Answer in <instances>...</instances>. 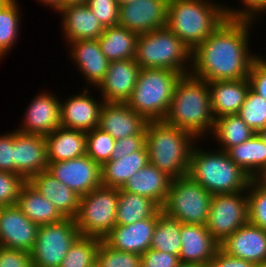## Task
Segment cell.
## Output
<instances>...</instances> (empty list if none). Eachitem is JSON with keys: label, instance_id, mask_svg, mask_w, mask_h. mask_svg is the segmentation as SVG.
I'll use <instances>...</instances> for the list:
<instances>
[{"label": "cell", "instance_id": "9c48e42d", "mask_svg": "<svg viewBox=\"0 0 266 267\" xmlns=\"http://www.w3.org/2000/svg\"><path fill=\"white\" fill-rule=\"evenodd\" d=\"M212 196L189 175L173 178L162 211L182 224L206 225Z\"/></svg>", "mask_w": 266, "mask_h": 267}, {"label": "cell", "instance_id": "d6986e66", "mask_svg": "<svg viewBox=\"0 0 266 267\" xmlns=\"http://www.w3.org/2000/svg\"><path fill=\"white\" fill-rule=\"evenodd\" d=\"M88 87L80 94H72L64 102L60 101L61 126L69 129L90 131L99 125L100 111L104 101L89 94Z\"/></svg>", "mask_w": 266, "mask_h": 267}, {"label": "cell", "instance_id": "ee69618b", "mask_svg": "<svg viewBox=\"0 0 266 267\" xmlns=\"http://www.w3.org/2000/svg\"><path fill=\"white\" fill-rule=\"evenodd\" d=\"M242 8L227 7L222 4L226 18L257 20L261 12H266V0H241ZM244 5V6H243ZM230 8V9H229Z\"/></svg>", "mask_w": 266, "mask_h": 267}, {"label": "cell", "instance_id": "680465c9", "mask_svg": "<svg viewBox=\"0 0 266 267\" xmlns=\"http://www.w3.org/2000/svg\"><path fill=\"white\" fill-rule=\"evenodd\" d=\"M256 267H266V261L256 264Z\"/></svg>", "mask_w": 266, "mask_h": 267}, {"label": "cell", "instance_id": "4dcf8cb0", "mask_svg": "<svg viewBox=\"0 0 266 267\" xmlns=\"http://www.w3.org/2000/svg\"><path fill=\"white\" fill-rule=\"evenodd\" d=\"M138 34L120 25L106 27L97 39L109 62L134 59Z\"/></svg>", "mask_w": 266, "mask_h": 267}, {"label": "cell", "instance_id": "1f68e13d", "mask_svg": "<svg viewBox=\"0 0 266 267\" xmlns=\"http://www.w3.org/2000/svg\"><path fill=\"white\" fill-rule=\"evenodd\" d=\"M227 153L251 179H256L266 168V144L258 133L245 142L231 147Z\"/></svg>", "mask_w": 266, "mask_h": 267}, {"label": "cell", "instance_id": "9f6ffc18", "mask_svg": "<svg viewBox=\"0 0 266 267\" xmlns=\"http://www.w3.org/2000/svg\"><path fill=\"white\" fill-rule=\"evenodd\" d=\"M176 267H201V266L196 265V264H190V263H182V262H180Z\"/></svg>", "mask_w": 266, "mask_h": 267}, {"label": "cell", "instance_id": "f546056e", "mask_svg": "<svg viewBox=\"0 0 266 267\" xmlns=\"http://www.w3.org/2000/svg\"><path fill=\"white\" fill-rule=\"evenodd\" d=\"M16 205L38 226L58 223L64 219L55 206L28 182L22 187Z\"/></svg>", "mask_w": 266, "mask_h": 267}, {"label": "cell", "instance_id": "52a82bcc", "mask_svg": "<svg viewBox=\"0 0 266 267\" xmlns=\"http://www.w3.org/2000/svg\"><path fill=\"white\" fill-rule=\"evenodd\" d=\"M182 75L170 69H141L126 104L147 121H163L169 110L173 90Z\"/></svg>", "mask_w": 266, "mask_h": 267}, {"label": "cell", "instance_id": "e0dca14e", "mask_svg": "<svg viewBox=\"0 0 266 267\" xmlns=\"http://www.w3.org/2000/svg\"><path fill=\"white\" fill-rule=\"evenodd\" d=\"M47 145L44 136L14 130L13 173L26 180L48 169Z\"/></svg>", "mask_w": 266, "mask_h": 267}, {"label": "cell", "instance_id": "277c9868", "mask_svg": "<svg viewBox=\"0 0 266 267\" xmlns=\"http://www.w3.org/2000/svg\"><path fill=\"white\" fill-rule=\"evenodd\" d=\"M221 3L213 0H169L167 28L191 51L224 21Z\"/></svg>", "mask_w": 266, "mask_h": 267}, {"label": "cell", "instance_id": "8fae6325", "mask_svg": "<svg viewBox=\"0 0 266 267\" xmlns=\"http://www.w3.org/2000/svg\"><path fill=\"white\" fill-rule=\"evenodd\" d=\"M248 212L247 191L213 195L206 228L220 244L248 223Z\"/></svg>", "mask_w": 266, "mask_h": 267}, {"label": "cell", "instance_id": "bcb514c9", "mask_svg": "<svg viewBox=\"0 0 266 267\" xmlns=\"http://www.w3.org/2000/svg\"><path fill=\"white\" fill-rule=\"evenodd\" d=\"M146 142V128L140 133L115 141L111 159L122 158L125 155L140 150Z\"/></svg>", "mask_w": 266, "mask_h": 267}, {"label": "cell", "instance_id": "d6a6232c", "mask_svg": "<svg viewBox=\"0 0 266 267\" xmlns=\"http://www.w3.org/2000/svg\"><path fill=\"white\" fill-rule=\"evenodd\" d=\"M116 225H129L151 217L160 207L150 198L119 189Z\"/></svg>", "mask_w": 266, "mask_h": 267}, {"label": "cell", "instance_id": "b9f144b4", "mask_svg": "<svg viewBox=\"0 0 266 267\" xmlns=\"http://www.w3.org/2000/svg\"><path fill=\"white\" fill-rule=\"evenodd\" d=\"M26 182L19 174L0 171V207L16 205Z\"/></svg>", "mask_w": 266, "mask_h": 267}, {"label": "cell", "instance_id": "60d3db41", "mask_svg": "<svg viewBox=\"0 0 266 267\" xmlns=\"http://www.w3.org/2000/svg\"><path fill=\"white\" fill-rule=\"evenodd\" d=\"M99 267H141V255L118 251L101 240L96 253Z\"/></svg>", "mask_w": 266, "mask_h": 267}, {"label": "cell", "instance_id": "816d5d0a", "mask_svg": "<svg viewBox=\"0 0 266 267\" xmlns=\"http://www.w3.org/2000/svg\"><path fill=\"white\" fill-rule=\"evenodd\" d=\"M42 3L45 7L49 6L50 8L54 9V11H58L60 8H62V0H36Z\"/></svg>", "mask_w": 266, "mask_h": 267}, {"label": "cell", "instance_id": "74e56055", "mask_svg": "<svg viewBox=\"0 0 266 267\" xmlns=\"http://www.w3.org/2000/svg\"><path fill=\"white\" fill-rule=\"evenodd\" d=\"M237 114L258 133L266 127V99L250 88Z\"/></svg>", "mask_w": 266, "mask_h": 267}, {"label": "cell", "instance_id": "6da1fadb", "mask_svg": "<svg viewBox=\"0 0 266 267\" xmlns=\"http://www.w3.org/2000/svg\"><path fill=\"white\" fill-rule=\"evenodd\" d=\"M255 21L226 18L192 50L190 74L207 82L248 78L251 64L259 57L249 50V31Z\"/></svg>", "mask_w": 266, "mask_h": 267}, {"label": "cell", "instance_id": "ac0fdd59", "mask_svg": "<svg viewBox=\"0 0 266 267\" xmlns=\"http://www.w3.org/2000/svg\"><path fill=\"white\" fill-rule=\"evenodd\" d=\"M157 221L158 210L151 217L136 223L116 225L103 241L115 250L142 255L150 249Z\"/></svg>", "mask_w": 266, "mask_h": 267}, {"label": "cell", "instance_id": "7402d4cb", "mask_svg": "<svg viewBox=\"0 0 266 267\" xmlns=\"http://www.w3.org/2000/svg\"><path fill=\"white\" fill-rule=\"evenodd\" d=\"M148 121L131 109L126 103L104 102L100 111L99 125L115 140L140 134Z\"/></svg>", "mask_w": 266, "mask_h": 267}, {"label": "cell", "instance_id": "681fc988", "mask_svg": "<svg viewBox=\"0 0 266 267\" xmlns=\"http://www.w3.org/2000/svg\"><path fill=\"white\" fill-rule=\"evenodd\" d=\"M14 131L0 134V171L13 173Z\"/></svg>", "mask_w": 266, "mask_h": 267}, {"label": "cell", "instance_id": "db71d44e", "mask_svg": "<svg viewBox=\"0 0 266 267\" xmlns=\"http://www.w3.org/2000/svg\"><path fill=\"white\" fill-rule=\"evenodd\" d=\"M256 180L266 187V168L257 176Z\"/></svg>", "mask_w": 266, "mask_h": 267}, {"label": "cell", "instance_id": "11a10c76", "mask_svg": "<svg viewBox=\"0 0 266 267\" xmlns=\"http://www.w3.org/2000/svg\"><path fill=\"white\" fill-rule=\"evenodd\" d=\"M258 134L262 138V140L264 141V143L266 144V127L263 128L262 130H260L258 132Z\"/></svg>", "mask_w": 266, "mask_h": 267}, {"label": "cell", "instance_id": "3957f363", "mask_svg": "<svg viewBox=\"0 0 266 267\" xmlns=\"http://www.w3.org/2000/svg\"><path fill=\"white\" fill-rule=\"evenodd\" d=\"M196 141L198 139L189 131L164 121H148L146 125L149 163L172 179L188 175L191 151Z\"/></svg>", "mask_w": 266, "mask_h": 267}, {"label": "cell", "instance_id": "7c38bea8", "mask_svg": "<svg viewBox=\"0 0 266 267\" xmlns=\"http://www.w3.org/2000/svg\"><path fill=\"white\" fill-rule=\"evenodd\" d=\"M47 171L79 196L102 185L101 165L87 154L67 161L49 162Z\"/></svg>", "mask_w": 266, "mask_h": 267}, {"label": "cell", "instance_id": "8992f818", "mask_svg": "<svg viewBox=\"0 0 266 267\" xmlns=\"http://www.w3.org/2000/svg\"><path fill=\"white\" fill-rule=\"evenodd\" d=\"M191 53L173 32L163 27L138 34L134 59L141 69H170L187 75L191 70Z\"/></svg>", "mask_w": 266, "mask_h": 267}, {"label": "cell", "instance_id": "5b68a950", "mask_svg": "<svg viewBox=\"0 0 266 267\" xmlns=\"http://www.w3.org/2000/svg\"><path fill=\"white\" fill-rule=\"evenodd\" d=\"M191 151L188 175L212 195L246 191L251 177L237 166L228 153L220 150ZM214 151V152H213Z\"/></svg>", "mask_w": 266, "mask_h": 267}, {"label": "cell", "instance_id": "6f0895ef", "mask_svg": "<svg viewBox=\"0 0 266 267\" xmlns=\"http://www.w3.org/2000/svg\"><path fill=\"white\" fill-rule=\"evenodd\" d=\"M117 1H118V5L121 6V5H124V4L135 2L137 0H117Z\"/></svg>", "mask_w": 266, "mask_h": 267}, {"label": "cell", "instance_id": "7dc6e473", "mask_svg": "<svg viewBox=\"0 0 266 267\" xmlns=\"http://www.w3.org/2000/svg\"><path fill=\"white\" fill-rule=\"evenodd\" d=\"M179 257L159 250L148 249L141 255V267H176Z\"/></svg>", "mask_w": 266, "mask_h": 267}, {"label": "cell", "instance_id": "c3c4849f", "mask_svg": "<svg viewBox=\"0 0 266 267\" xmlns=\"http://www.w3.org/2000/svg\"><path fill=\"white\" fill-rule=\"evenodd\" d=\"M0 267H33L31 254L0 246Z\"/></svg>", "mask_w": 266, "mask_h": 267}, {"label": "cell", "instance_id": "ab89813d", "mask_svg": "<svg viewBox=\"0 0 266 267\" xmlns=\"http://www.w3.org/2000/svg\"><path fill=\"white\" fill-rule=\"evenodd\" d=\"M248 222L266 230V187L251 179L247 187Z\"/></svg>", "mask_w": 266, "mask_h": 267}, {"label": "cell", "instance_id": "ffe728a7", "mask_svg": "<svg viewBox=\"0 0 266 267\" xmlns=\"http://www.w3.org/2000/svg\"><path fill=\"white\" fill-rule=\"evenodd\" d=\"M181 250L179 261L207 267L220 248L206 225L181 224Z\"/></svg>", "mask_w": 266, "mask_h": 267}, {"label": "cell", "instance_id": "f35d334b", "mask_svg": "<svg viewBox=\"0 0 266 267\" xmlns=\"http://www.w3.org/2000/svg\"><path fill=\"white\" fill-rule=\"evenodd\" d=\"M115 139L100 128L86 132V154L101 166L111 159Z\"/></svg>", "mask_w": 266, "mask_h": 267}, {"label": "cell", "instance_id": "f6af8a7d", "mask_svg": "<svg viewBox=\"0 0 266 267\" xmlns=\"http://www.w3.org/2000/svg\"><path fill=\"white\" fill-rule=\"evenodd\" d=\"M248 80L250 88L266 99V59L259 57L251 64Z\"/></svg>", "mask_w": 266, "mask_h": 267}, {"label": "cell", "instance_id": "f907efd6", "mask_svg": "<svg viewBox=\"0 0 266 267\" xmlns=\"http://www.w3.org/2000/svg\"><path fill=\"white\" fill-rule=\"evenodd\" d=\"M207 267H256V264L231 256L219 248Z\"/></svg>", "mask_w": 266, "mask_h": 267}, {"label": "cell", "instance_id": "d4e9b609", "mask_svg": "<svg viewBox=\"0 0 266 267\" xmlns=\"http://www.w3.org/2000/svg\"><path fill=\"white\" fill-rule=\"evenodd\" d=\"M40 194L47 198L64 218H75L80 196L47 170L27 180Z\"/></svg>", "mask_w": 266, "mask_h": 267}, {"label": "cell", "instance_id": "d590c367", "mask_svg": "<svg viewBox=\"0 0 266 267\" xmlns=\"http://www.w3.org/2000/svg\"><path fill=\"white\" fill-rule=\"evenodd\" d=\"M17 0H0V58L17 42L20 29L21 11ZM2 60V59H0Z\"/></svg>", "mask_w": 266, "mask_h": 267}, {"label": "cell", "instance_id": "83f0119b", "mask_svg": "<svg viewBox=\"0 0 266 267\" xmlns=\"http://www.w3.org/2000/svg\"><path fill=\"white\" fill-rule=\"evenodd\" d=\"M48 162L67 161L86 154V132L58 127L45 136Z\"/></svg>", "mask_w": 266, "mask_h": 267}, {"label": "cell", "instance_id": "30bf717a", "mask_svg": "<svg viewBox=\"0 0 266 267\" xmlns=\"http://www.w3.org/2000/svg\"><path fill=\"white\" fill-rule=\"evenodd\" d=\"M79 236L73 218H64L58 223L39 226L36 242L30 253L32 266L59 267Z\"/></svg>", "mask_w": 266, "mask_h": 267}, {"label": "cell", "instance_id": "e575fe53", "mask_svg": "<svg viewBox=\"0 0 266 267\" xmlns=\"http://www.w3.org/2000/svg\"><path fill=\"white\" fill-rule=\"evenodd\" d=\"M181 222L168 217L158 209V221L154 229L150 249L159 250L179 257L181 250Z\"/></svg>", "mask_w": 266, "mask_h": 267}, {"label": "cell", "instance_id": "f5cc1de1", "mask_svg": "<svg viewBox=\"0 0 266 267\" xmlns=\"http://www.w3.org/2000/svg\"><path fill=\"white\" fill-rule=\"evenodd\" d=\"M87 0H62V8L67 5L86 4Z\"/></svg>", "mask_w": 266, "mask_h": 267}, {"label": "cell", "instance_id": "836d02e7", "mask_svg": "<svg viewBox=\"0 0 266 267\" xmlns=\"http://www.w3.org/2000/svg\"><path fill=\"white\" fill-rule=\"evenodd\" d=\"M255 133L238 114H232L215 119L211 134L219 142L220 150L227 152L231 147L250 139Z\"/></svg>", "mask_w": 266, "mask_h": 267}, {"label": "cell", "instance_id": "cb8c5ba5", "mask_svg": "<svg viewBox=\"0 0 266 267\" xmlns=\"http://www.w3.org/2000/svg\"><path fill=\"white\" fill-rule=\"evenodd\" d=\"M57 12L62 16L61 27L67 44L98 39L104 32L105 28L86 4L67 5Z\"/></svg>", "mask_w": 266, "mask_h": 267}, {"label": "cell", "instance_id": "2e32d148", "mask_svg": "<svg viewBox=\"0 0 266 267\" xmlns=\"http://www.w3.org/2000/svg\"><path fill=\"white\" fill-rule=\"evenodd\" d=\"M141 67L135 59L109 62L98 90L104 102L126 103L135 88Z\"/></svg>", "mask_w": 266, "mask_h": 267}, {"label": "cell", "instance_id": "8d00e7d4", "mask_svg": "<svg viewBox=\"0 0 266 267\" xmlns=\"http://www.w3.org/2000/svg\"><path fill=\"white\" fill-rule=\"evenodd\" d=\"M101 240L80 235L71 245L59 267H92L96 264V253Z\"/></svg>", "mask_w": 266, "mask_h": 267}, {"label": "cell", "instance_id": "9a60e30c", "mask_svg": "<svg viewBox=\"0 0 266 267\" xmlns=\"http://www.w3.org/2000/svg\"><path fill=\"white\" fill-rule=\"evenodd\" d=\"M60 101L53 93H39L27 106L17 131L45 137L56 130L61 126Z\"/></svg>", "mask_w": 266, "mask_h": 267}, {"label": "cell", "instance_id": "ba28073f", "mask_svg": "<svg viewBox=\"0 0 266 267\" xmlns=\"http://www.w3.org/2000/svg\"><path fill=\"white\" fill-rule=\"evenodd\" d=\"M119 188L100 186L80 196L74 220L81 236L104 239L116 226Z\"/></svg>", "mask_w": 266, "mask_h": 267}, {"label": "cell", "instance_id": "44dd1931", "mask_svg": "<svg viewBox=\"0 0 266 267\" xmlns=\"http://www.w3.org/2000/svg\"><path fill=\"white\" fill-rule=\"evenodd\" d=\"M220 248L231 256L262 263L266 261V230L248 222L220 243Z\"/></svg>", "mask_w": 266, "mask_h": 267}, {"label": "cell", "instance_id": "603a6c76", "mask_svg": "<svg viewBox=\"0 0 266 267\" xmlns=\"http://www.w3.org/2000/svg\"><path fill=\"white\" fill-rule=\"evenodd\" d=\"M70 57L74 65L86 78V87L89 84L97 87L104 79L109 61L103 54L97 39L78 40L67 44Z\"/></svg>", "mask_w": 266, "mask_h": 267}, {"label": "cell", "instance_id": "4fadbf2b", "mask_svg": "<svg viewBox=\"0 0 266 267\" xmlns=\"http://www.w3.org/2000/svg\"><path fill=\"white\" fill-rule=\"evenodd\" d=\"M169 0H137L119 6V25L136 32L148 33L167 26Z\"/></svg>", "mask_w": 266, "mask_h": 267}, {"label": "cell", "instance_id": "7bdbcfd3", "mask_svg": "<svg viewBox=\"0 0 266 267\" xmlns=\"http://www.w3.org/2000/svg\"><path fill=\"white\" fill-rule=\"evenodd\" d=\"M86 5L104 28L119 25L117 0H87Z\"/></svg>", "mask_w": 266, "mask_h": 267}, {"label": "cell", "instance_id": "5bb4252c", "mask_svg": "<svg viewBox=\"0 0 266 267\" xmlns=\"http://www.w3.org/2000/svg\"><path fill=\"white\" fill-rule=\"evenodd\" d=\"M39 226L17 206L0 207V246L31 253Z\"/></svg>", "mask_w": 266, "mask_h": 267}, {"label": "cell", "instance_id": "7a4b0ae2", "mask_svg": "<svg viewBox=\"0 0 266 267\" xmlns=\"http://www.w3.org/2000/svg\"><path fill=\"white\" fill-rule=\"evenodd\" d=\"M163 121L189 131L198 140L212 133L215 118L208 82L192 74L182 75L175 84L169 110Z\"/></svg>", "mask_w": 266, "mask_h": 267}, {"label": "cell", "instance_id": "484cf974", "mask_svg": "<svg viewBox=\"0 0 266 267\" xmlns=\"http://www.w3.org/2000/svg\"><path fill=\"white\" fill-rule=\"evenodd\" d=\"M171 181L172 178L165 172L148 163L134 173L119 189L148 197L162 208L167 199Z\"/></svg>", "mask_w": 266, "mask_h": 267}, {"label": "cell", "instance_id": "f1b7e54d", "mask_svg": "<svg viewBox=\"0 0 266 267\" xmlns=\"http://www.w3.org/2000/svg\"><path fill=\"white\" fill-rule=\"evenodd\" d=\"M149 163L146 144L122 158L110 159L101 166L102 186L121 188L137 171Z\"/></svg>", "mask_w": 266, "mask_h": 267}, {"label": "cell", "instance_id": "4316f807", "mask_svg": "<svg viewBox=\"0 0 266 267\" xmlns=\"http://www.w3.org/2000/svg\"><path fill=\"white\" fill-rule=\"evenodd\" d=\"M211 109L215 119L237 114L250 89L248 78L208 82Z\"/></svg>", "mask_w": 266, "mask_h": 267}]
</instances>
